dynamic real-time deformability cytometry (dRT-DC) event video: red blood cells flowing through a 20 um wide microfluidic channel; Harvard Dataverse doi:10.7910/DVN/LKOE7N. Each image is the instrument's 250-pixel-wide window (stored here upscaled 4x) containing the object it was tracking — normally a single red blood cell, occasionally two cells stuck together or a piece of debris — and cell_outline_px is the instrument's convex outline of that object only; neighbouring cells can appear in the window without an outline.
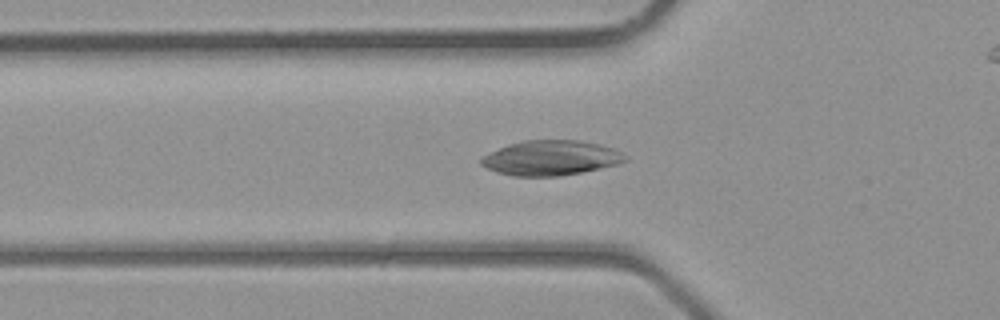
{"species": "common noctule bat (a hibernating species)", "species_latin": "Nyctalus noctula", "temperature_condition": "room temperature", "stored_images_in_passage": 29, "camera_frame_rate_fps": 3000, "um_per_image_px": 0.085, "animal": {"sex": "male", "body_mass_g": 23.1, "forearm_length_mm": 52.7}, "frame": {"image": 1, "passage_image": 2, "time_ms": 0.333, "image_size_px": [1000, 320], "cell_outline_px": [[628, 160], [616, 164], [580, 172], [560, 176], [512, 176], [496, 172], [480, 164], [480, 156], [488, 152], [508, 144], [524, 140], [580, 140], [600, 144], [624, 152], [628, 156]], "centroid_in_image_um": [46.79, 13.41], "position_along_channel_um": 79.0, "area_um2": 29.48}}
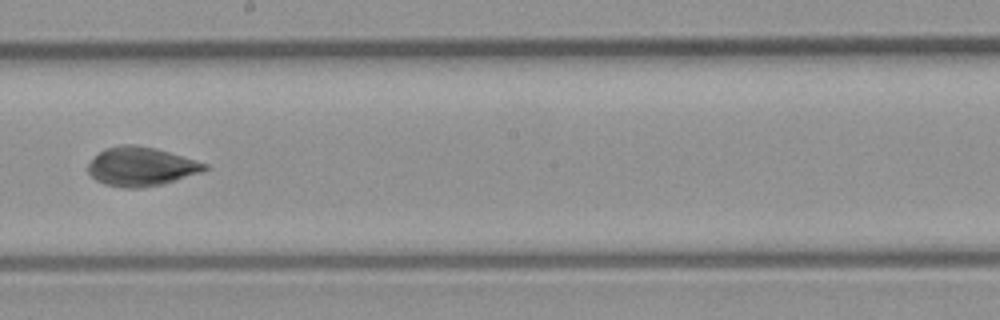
{"frame": {"image": 2, "passage_image": 11, "time_ms": 3.333, "image_size_px": [1000, 320], "cell_outline_px": [[208, 168], [200, 172], [164, 184], [140, 188], [124, 188], [104, 184], [96, 180], [88, 172], [88, 164], [100, 152], [108, 148], [120, 144], [136, 144], [156, 148], [208, 164]], "centroid_in_image_um": [11.99, 14.16], "position_along_channel_um": 236.2, "area_um2": 26.3}}
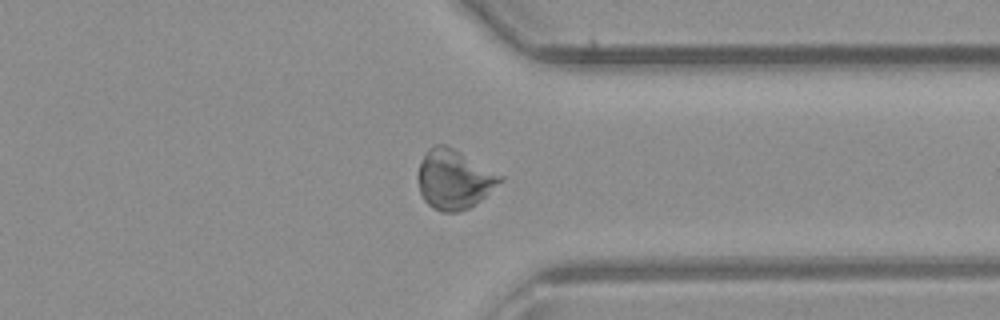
{"frame": {"image": 3, "passage_image": 19, "time_ms": 6.0, "image_size_px": [1000, 320], "cell_outline_px": [[504, 180], [476, 204], [468, 208], [456, 212], [444, 212], [432, 208], [424, 200], [420, 192], [416, 176], [420, 164], [428, 148], [436, 144], [444, 144], [452, 148], [504, 176]], "centroid_in_image_um": [38.58, 15.26], "position_along_channel_um": 372.8, "area_um2": 28.32}}